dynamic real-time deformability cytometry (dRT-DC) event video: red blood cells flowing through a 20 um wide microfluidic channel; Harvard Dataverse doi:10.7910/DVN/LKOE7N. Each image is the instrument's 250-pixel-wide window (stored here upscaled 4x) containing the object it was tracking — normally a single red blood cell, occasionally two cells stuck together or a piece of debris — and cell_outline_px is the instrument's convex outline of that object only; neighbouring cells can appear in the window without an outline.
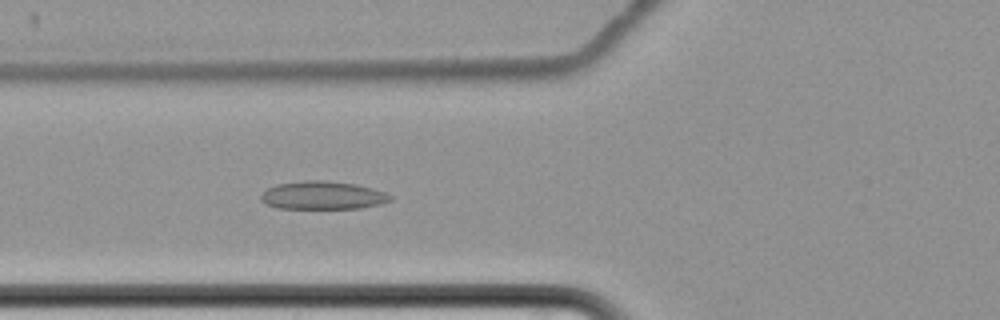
{"species": "common noctule bat (a hibernating species)", "species_latin": "Nyctalus noctula", "temperature_condition": "cold", "stored_images_in_passage": 8, "camera_frame_rate_fps": 3000, "um_per_image_px": 0.085, "animal": {"sex": "female", "body_mass_g": 22.7, "forearm_length_mm": 54.2}, "frame": {"image": 1, "passage_image": 8, "time_ms": 9.333, "image_size_px": [1000, 320], "cell_outline_px": [[392, 200], [380, 204], [360, 208], [276, 208], [260, 200], [260, 196], [268, 188], [276, 184], [300, 180], [328, 180], [356, 184], [372, 188], [384, 192], [392, 196]], "centroid_in_image_um": [27.42, 16.59], "position_along_channel_um": 98.4, "area_um2": 21.27}}